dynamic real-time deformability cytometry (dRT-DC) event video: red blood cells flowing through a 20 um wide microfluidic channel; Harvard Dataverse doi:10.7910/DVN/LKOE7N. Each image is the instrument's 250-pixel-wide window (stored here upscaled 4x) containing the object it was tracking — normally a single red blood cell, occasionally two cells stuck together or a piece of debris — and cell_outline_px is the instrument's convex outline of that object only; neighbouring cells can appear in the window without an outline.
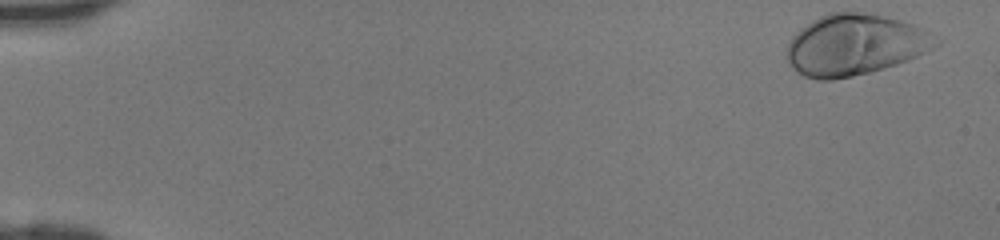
{"species": "human", "species_latin": "Homo sapiens", "temperature_condition": "room temperature", "stored_images_in_passage": 7, "camera_frame_rate_fps": 3000, "um_per_image_px": 0.085, "donor": {"sex": "female"}, "frame": {"image": 1, "passage_image": 1, "time_ms": 0.0, "image_size_px": [1000, 240], "cell_outline_px": [[944, 40], [940, 44], [908, 60], [896, 64], [868, 72], [852, 76], [832, 80], [816, 80], [804, 76], [796, 72], [792, 68], [788, 60], [788, 44], [792, 36], [800, 28], [812, 20], [828, 12], [864, 12], [884, 16], [900, 20], [912, 24]], "centroid_in_image_um": [72.65, 3.8], "position_along_channel_um": 12.3, "area_um2": 52.89}}